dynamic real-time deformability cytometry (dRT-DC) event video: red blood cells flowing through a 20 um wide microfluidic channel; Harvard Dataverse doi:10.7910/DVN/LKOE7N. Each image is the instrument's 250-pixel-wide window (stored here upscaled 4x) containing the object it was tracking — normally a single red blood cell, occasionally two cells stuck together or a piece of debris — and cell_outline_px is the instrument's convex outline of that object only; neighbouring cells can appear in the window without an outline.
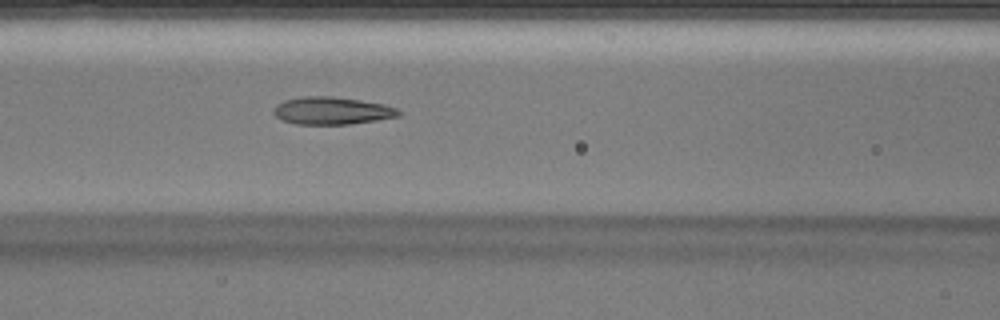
{"species": "Egyptian fruit bat (a non-hibernating species)", "species_latin": "Rousettus aegyptiacus", "temperature_condition": "warm", "stored_images_in_passage": 28, "camera_frame_rate_fps": 3000, "um_per_image_px": 0.085, "animal": {"sex": "male"}, "frame": {"image": 1, "passage_image": 5, "time_ms": 1.333, "image_size_px": [1000, 320], "cell_outline_px": [[400, 116], [376, 120], [348, 124], [296, 124], [284, 120], [276, 116], [272, 112], [276, 104], [284, 100], [304, 96], [328, 96], [360, 100], [384, 104], [396, 108], [400, 112]], "centroid_in_image_um": [28.2, 9.41], "position_along_channel_um": 138.4, "area_um2": 19.88}}
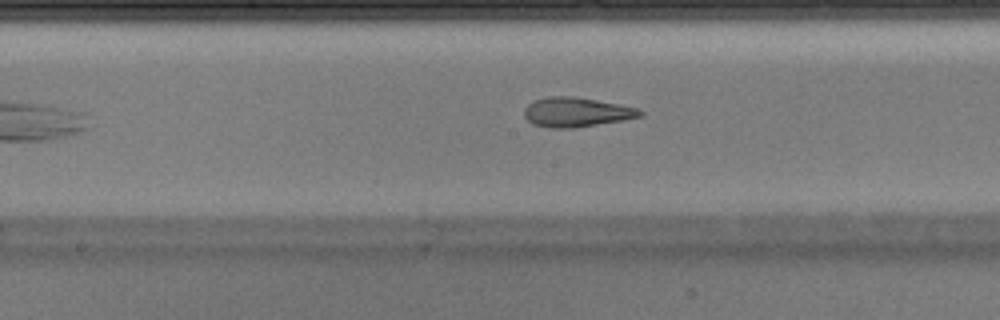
{"frame": {"image": 2, "passage_image": 9, "time_ms": 2.667, "image_size_px": [1000, 320], "cell_outline_px": [[644, 116], [624, 120], [572, 128], [548, 128], [532, 124], [524, 116], [524, 108], [528, 104], [536, 100], [548, 96], [572, 96], [620, 104], [636, 108], [644, 112]], "centroid_in_image_um": [48.99, 9.54], "position_along_channel_um": 199.2, "area_um2": 19.94}}